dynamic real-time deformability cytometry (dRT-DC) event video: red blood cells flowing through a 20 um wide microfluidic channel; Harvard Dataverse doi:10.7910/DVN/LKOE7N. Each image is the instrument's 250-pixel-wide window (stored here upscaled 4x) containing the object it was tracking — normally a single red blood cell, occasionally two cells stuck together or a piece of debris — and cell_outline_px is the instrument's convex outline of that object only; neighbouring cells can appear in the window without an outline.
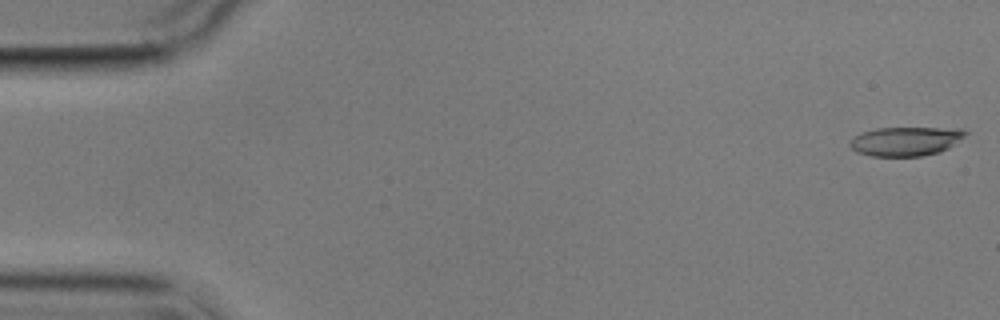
{"species": "common noctule bat (a hibernating species)", "species_latin": "Nyctalus noctula", "temperature_condition": "cold", "stored_images_in_passage": 5, "camera_frame_rate_fps": 3000, "um_per_image_px": 0.085, "animal": {"sex": "male", "body_mass_g": 17.9}, "frame": {"image": 1, "passage_image": 1, "time_ms": 0.0, "image_size_px": [1000, 320], "cell_outline_px": [[968, 132], [964, 136], [948, 148], [924, 156], [872, 156], [856, 152], [848, 144], [848, 140], [864, 132], [876, 128], [960, 128]], "centroid_in_image_um": [76.95, 12.0], "position_along_channel_um": 8.0, "area_um2": 19.42}}
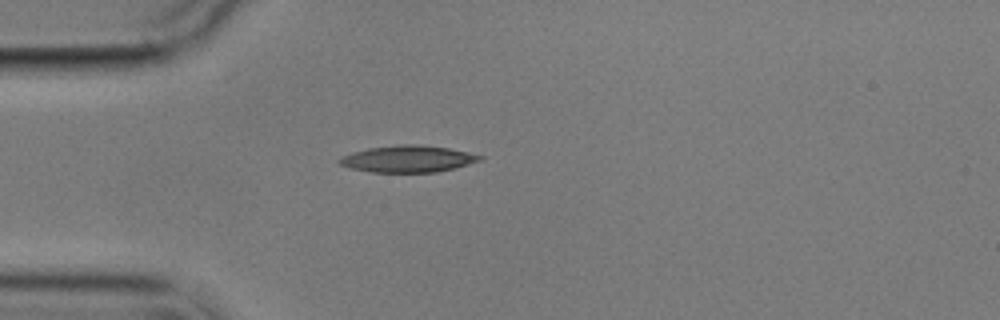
{"frame": {"image": 2, "passage_image": 5, "time_ms": 4.667, "image_size_px": [1000, 320], "cell_outline_px": [[484, 156], [480, 160], [456, 168], [436, 172], [372, 172], [352, 168], [340, 164], [336, 160], [340, 156], [352, 152], [368, 148], [400, 144], [416, 144], [448, 148], [468, 152]], "centroid_in_image_um": [34.65, 13.5], "position_along_channel_um": 50.4, "area_um2": 21.85}}